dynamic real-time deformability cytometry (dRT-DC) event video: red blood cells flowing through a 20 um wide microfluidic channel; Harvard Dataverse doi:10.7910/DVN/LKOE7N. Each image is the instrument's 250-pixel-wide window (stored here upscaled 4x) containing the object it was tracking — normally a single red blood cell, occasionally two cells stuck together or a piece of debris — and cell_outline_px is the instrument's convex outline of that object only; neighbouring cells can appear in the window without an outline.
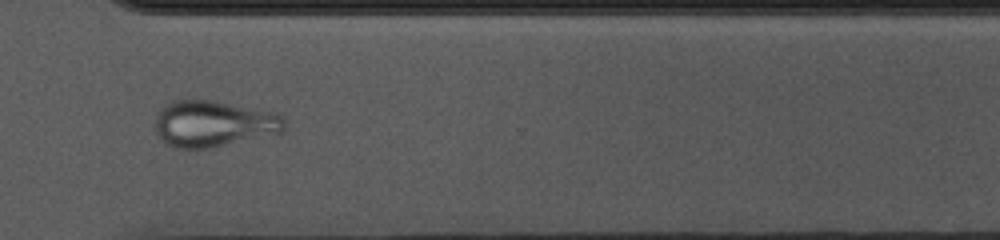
{"species": "common noctule bat (a hibernating species)", "species_latin": "Nyctalus noctula", "temperature_condition": "cold", "stored_images_in_passage": 53, "camera_frame_rate_fps": 3000, "um_per_image_px": 0.085, "animal": {"sex": "female", "body_mass_g": 10.0, "forearm_length_mm": 53.1}, "frame": {"image": 1, "passage_image": 38, "time_ms": 12.333, "image_size_px": [1000, 240], "cell_outline_px": [[284, 128], [280, 132], [208, 148], [176, 148], [168, 144], [156, 132], [156, 112], [164, 104], [172, 100], [212, 100], [272, 112], [280, 116], [284, 120]], "centroid_in_image_um": [18.07, 10.49], "position_along_channel_um": 352.5, "area_um2": 34.22}}